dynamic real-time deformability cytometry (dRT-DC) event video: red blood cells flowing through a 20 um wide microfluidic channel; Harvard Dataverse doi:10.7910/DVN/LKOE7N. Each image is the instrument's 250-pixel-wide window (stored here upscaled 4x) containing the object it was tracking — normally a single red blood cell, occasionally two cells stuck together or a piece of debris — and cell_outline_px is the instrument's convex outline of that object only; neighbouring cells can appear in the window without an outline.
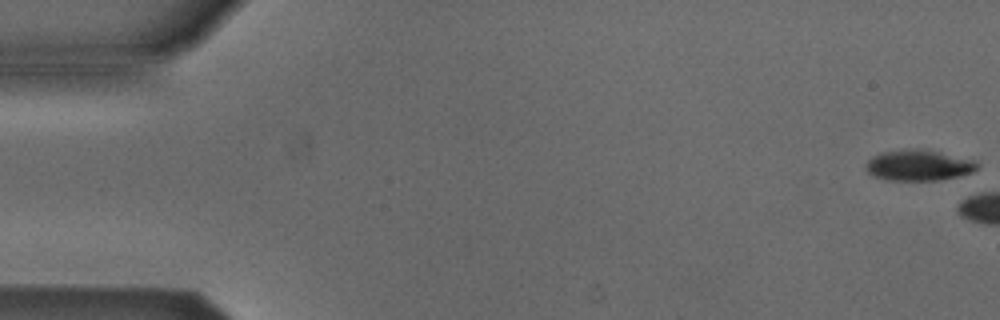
{"species": "Egyptian fruit bat (a non-hibernating species)", "species_latin": "Rousettus aegyptiacus", "temperature_condition": "cold", "stored_images_in_passage": 9, "camera_frame_rate_fps": 3000, "um_per_image_px": 0.085, "animal": {"sex": "male"}, "frame": {"image": 1, "passage_image": 1, "time_ms": 0.0, "image_size_px": [1000, 320], "cell_outline_px": [[980, 164], [972, 172], [940, 180], [888, 180], [872, 176], [864, 168], [864, 164], [872, 156], [880, 152], [908, 148], [916, 148], [936, 152], [972, 160]], "centroid_in_image_um": [77.98, 14.05], "position_along_channel_um": 7.0, "area_um2": 19.88}}